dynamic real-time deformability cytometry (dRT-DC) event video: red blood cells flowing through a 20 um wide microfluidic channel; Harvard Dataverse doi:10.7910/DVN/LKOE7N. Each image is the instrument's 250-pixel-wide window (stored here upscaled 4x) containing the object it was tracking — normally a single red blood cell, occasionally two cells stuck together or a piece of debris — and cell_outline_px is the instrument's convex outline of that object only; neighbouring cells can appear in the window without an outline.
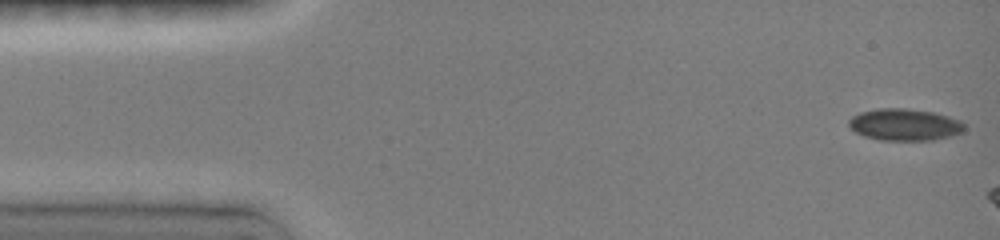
{"species": "common noctule bat (a hibernating species)", "species_latin": "Nyctalus noctula", "temperature_condition": "room temperature", "stored_images_in_passage": 6, "camera_frame_rate_fps": 3000, "um_per_image_px": 0.085, "animal": {"sex": "female", "body_mass_g": 19.0, "forearm_length_mm": 51.5}, "frame": {"image": 1, "passage_image": 1, "time_ms": 0.0, "image_size_px": [1000, 240], "cell_outline_px": [[964, 128], [960, 132], [952, 136], [932, 140], [880, 140], [864, 136], [856, 132], [848, 124], [848, 120], [852, 116], [860, 112], [876, 108], [908, 108], [932, 112], [948, 116], [960, 120], [964, 124]], "centroid_in_image_um": [76.87, 10.59], "position_along_channel_um": 8.1, "area_um2": 21.44}}